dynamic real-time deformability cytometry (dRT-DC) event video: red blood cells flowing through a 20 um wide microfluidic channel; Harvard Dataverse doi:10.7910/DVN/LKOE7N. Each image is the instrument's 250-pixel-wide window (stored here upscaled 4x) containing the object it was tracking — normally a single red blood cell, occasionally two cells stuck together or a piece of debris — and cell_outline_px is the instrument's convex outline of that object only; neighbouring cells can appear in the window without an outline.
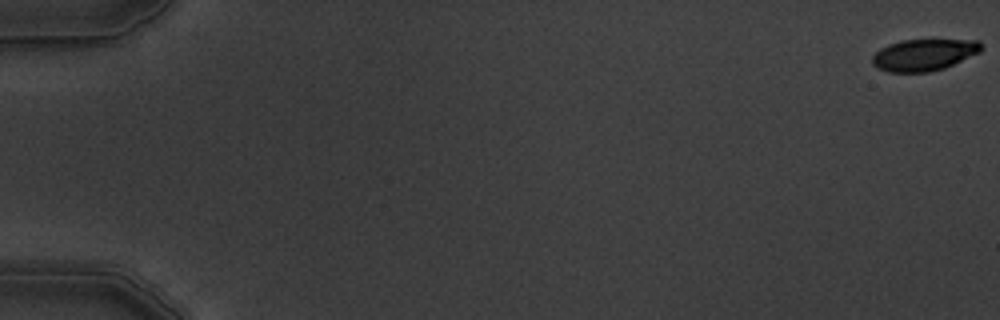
{"species": "common noctule bat (a hibernating species)", "species_latin": "Nyctalus noctula", "temperature_condition": "warm", "stored_images_in_passage": 5, "camera_frame_rate_fps": 3000, "um_per_image_px": 0.085, "animal": {"sex": "male", "body_mass_g": 19.5, "forearm_length_mm": 54.6}, "frame": {"image": 1, "passage_image": 1, "time_ms": 0.0, "image_size_px": [1000, 320], "cell_outline_px": [[980, 52], [944, 68], [928, 72], [888, 72], [872, 64], [872, 56], [880, 48], [888, 44], [900, 40], [980, 40]], "centroid_in_image_um": [78.5, 4.66], "position_along_channel_um": 6.5, "area_um2": 19.94}}
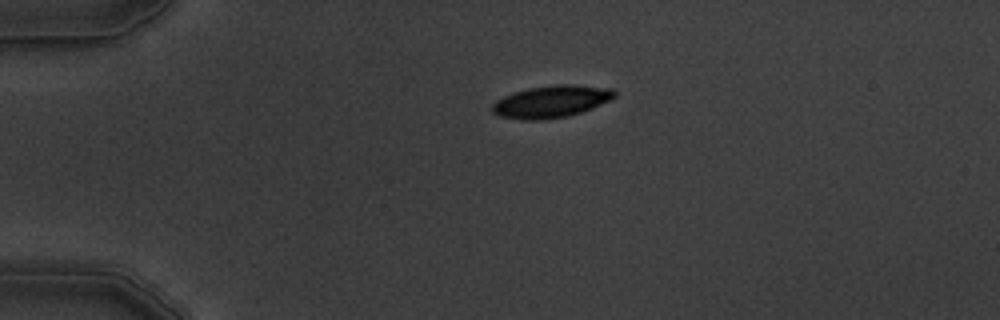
{"frame": {"image": 2, "passage_image": 4, "time_ms": 4.333, "image_size_px": [1000, 320], "cell_outline_px": [[616, 96], [592, 108], [568, 116], [544, 120], [520, 120], [500, 116], [492, 112], [492, 104], [496, 100], [512, 92], [528, 88], [556, 84], [572, 84], [612, 88], [616, 92]], "centroid_in_image_um": [46.83, 8.63], "position_along_channel_um": 38.2, "area_um2": 23.0}}